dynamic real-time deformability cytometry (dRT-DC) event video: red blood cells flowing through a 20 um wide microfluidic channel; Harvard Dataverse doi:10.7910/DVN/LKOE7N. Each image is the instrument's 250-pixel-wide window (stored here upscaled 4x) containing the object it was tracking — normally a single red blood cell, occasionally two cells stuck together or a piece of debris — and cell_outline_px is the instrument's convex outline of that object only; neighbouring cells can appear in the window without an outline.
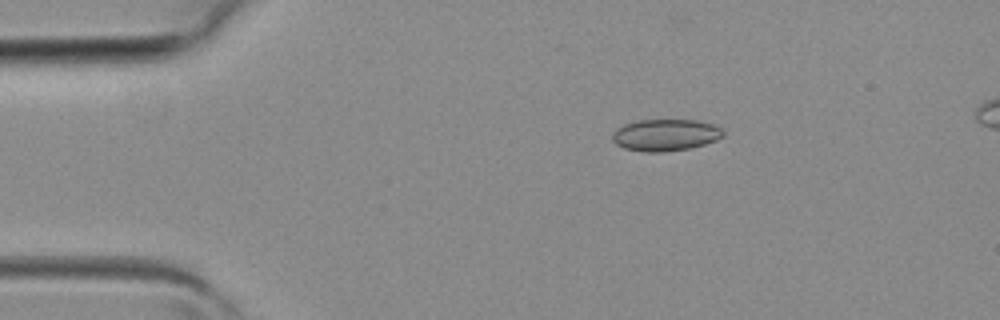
{"species": "common noctule bat (a hibernating species)", "species_latin": "Nyctalus noctula", "temperature_condition": "room temperature", "stored_images_in_passage": 4, "camera_frame_rate_fps": 3000, "um_per_image_px": 0.085, "animal": {"sex": "female", "body_mass_g": 19.3, "forearm_length_mm": 54.1}, "frame": {"image": 1, "passage_image": 2, "time_ms": 0.333, "image_size_px": [1000, 320], "cell_outline_px": [[724, 136], [716, 140], [704, 144], [688, 148], [664, 152], [644, 152], [624, 148], [616, 144], [612, 140], [612, 132], [616, 128], [624, 124], [640, 120], [696, 120], [716, 124], [724, 132]], "centroid_in_image_um": [56.55, 11.47], "position_along_channel_um": 28.4, "area_um2": 20.63}}